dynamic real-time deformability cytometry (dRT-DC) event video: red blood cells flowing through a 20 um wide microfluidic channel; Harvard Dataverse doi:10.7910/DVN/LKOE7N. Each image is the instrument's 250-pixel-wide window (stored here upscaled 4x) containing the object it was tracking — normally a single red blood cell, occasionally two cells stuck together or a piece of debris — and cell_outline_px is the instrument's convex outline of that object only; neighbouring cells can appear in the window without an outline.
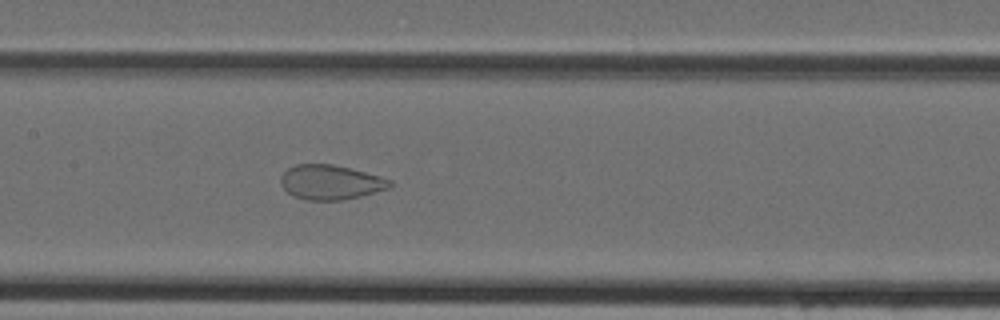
{"species": "Egyptian fruit bat (a non-hibernating species)", "species_latin": "Rousettus aegyptiacus", "temperature_condition": "cold", "stored_images_in_passage": 44, "camera_frame_rate_fps": 3000, "um_per_image_px": 0.085, "animal": {"sex": "female"}, "frame": {"image": 1, "passage_image": 21, "time_ms": 6.667, "image_size_px": [1000, 320], "cell_outline_px": [[392, 188], [344, 200], [304, 200], [292, 196], [280, 184], [280, 176], [288, 168], [296, 164], [332, 164], [380, 176], [392, 180]], "centroid_in_image_um": [28.09, 15.5], "position_along_channel_um": 179.3, "area_um2": 22.14}}
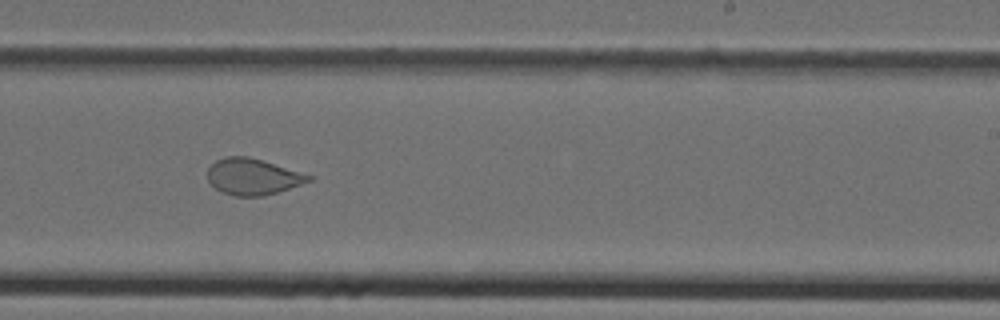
{"frame": {"image": 2, "passage_image": 27, "time_ms": 8.667, "image_size_px": [1000, 320], "cell_outline_px": [[312, 180], [264, 196], [236, 196], [220, 192], [208, 180], [208, 168], [216, 160], [228, 156], [248, 156], [312, 176]], "centroid_in_image_um": [21.44, 15.02], "position_along_channel_um": 267.6, "area_um2": 20.92}}
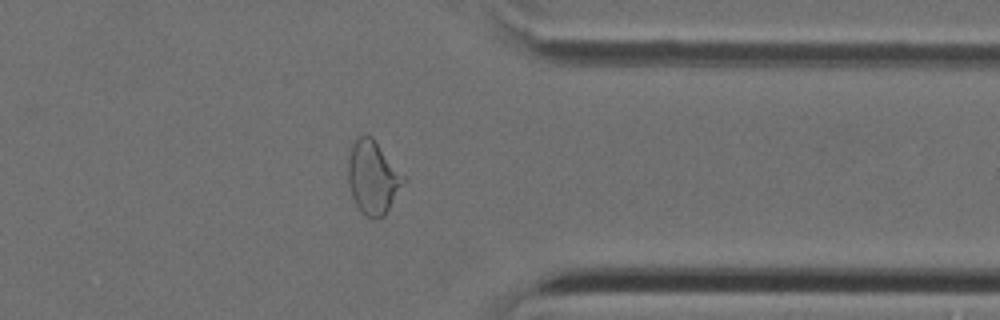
{"frame": {"image": 3, "passage_image": 35, "time_ms": 11.333, "image_size_px": [1000, 320], "cell_outline_px": [[408, 180], [384, 216], [368, 216], [356, 204], [352, 196], [348, 180], [348, 156], [352, 144], [360, 136], [372, 136], [408, 176]], "centroid_in_image_um": [31.77, 15.03], "position_along_channel_um": 379.6, "area_um2": 23.93}}